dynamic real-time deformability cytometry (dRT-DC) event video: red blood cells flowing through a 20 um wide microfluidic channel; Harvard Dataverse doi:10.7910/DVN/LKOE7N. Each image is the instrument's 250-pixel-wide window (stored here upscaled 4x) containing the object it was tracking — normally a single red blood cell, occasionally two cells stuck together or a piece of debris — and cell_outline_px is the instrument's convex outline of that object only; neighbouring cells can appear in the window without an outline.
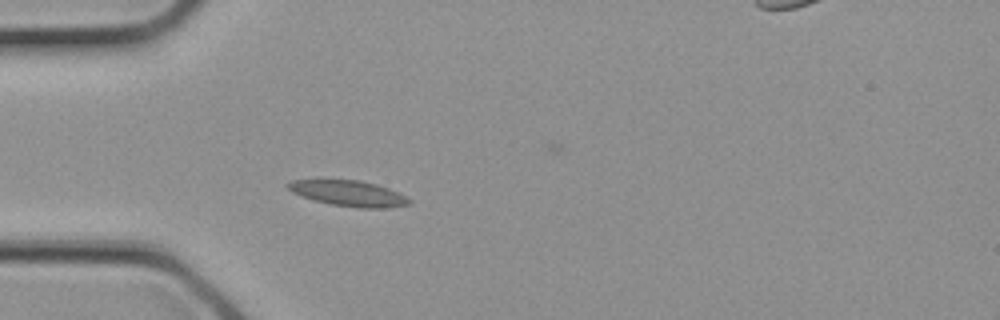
{"species": "common noctule bat (a hibernating species)", "species_latin": "Nyctalus noctula", "temperature_condition": "cold", "stored_images_in_passage": 3, "camera_frame_rate_fps": 3000, "um_per_image_px": 0.085, "animal": {"sex": "female", "body_mass_g": 21.9}, "frame": {"image": 1, "passage_image": 2, "time_ms": 0.333, "image_size_px": [1000, 320], "cell_outline_px": [[412, 204], [392, 208], [356, 208], [332, 204], [316, 200], [292, 192], [284, 184], [292, 180], [320, 176], [360, 180], [376, 184], [388, 188], [412, 200]], "centroid_in_image_um": [29.57, 16.38], "position_along_channel_um": 55.4, "area_um2": 19.02}}